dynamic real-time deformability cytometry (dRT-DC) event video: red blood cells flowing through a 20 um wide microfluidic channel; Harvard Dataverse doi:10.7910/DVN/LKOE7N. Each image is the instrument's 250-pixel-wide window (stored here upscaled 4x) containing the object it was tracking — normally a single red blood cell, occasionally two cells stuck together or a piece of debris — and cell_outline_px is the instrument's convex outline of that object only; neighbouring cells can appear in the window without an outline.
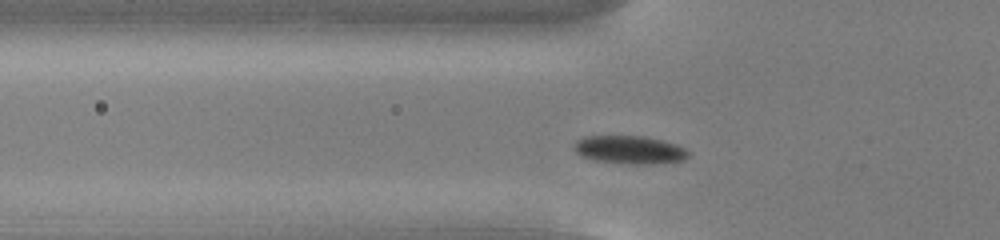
{"species": "common noctule bat (a hibernating species)", "species_latin": "Nyctalus noctula", "temperature_condition": "cold", "stored_images_in_passage": 43, "camera_frame_rate_fps": 3000, "um_per_image_px": 0.085, "animal": {"sex": "male", "body_mass_g": 13.0, "forearm_length_mm": 53.1}, "frame": {"image": 1, "passage_image": 7, "time_ms": 2.0, "image_size_px": [1000, 240], "cell_outline_px": [[688, 156], [684, 160], [656, 164], [628, 164], [592, 160], [580, 156], [572, 148], [572, 144], [576, 140], [584, 136], [644, 136], [664, 140], [676, 144], [684, 148], [688, 152]], "centroid_in_image_um": [53.47, 12.73], "position_along_channel_um": 72.3, "area_um2": 19.07}}
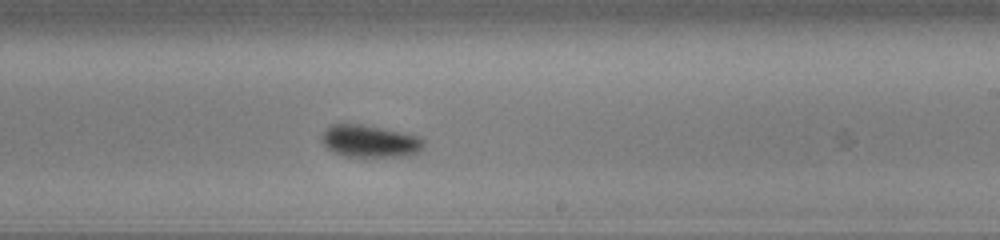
{"frame": {"image": 2, "passage_image": 22, "time_ms": 7.0, "image_size_px": [1000, 240], "cell_outline_px": [[424, 148], [420, 152], [412, 156], [344, 156], [332, 152], [324, 148], [320, 140], [324, 132], [332, 124], [360, 124], [420, 136], [424, 140]], "centroid_in_image_um": [31.44, 12.02], "position_along_channel_um": 257.6, "area_um2": 19.31}}
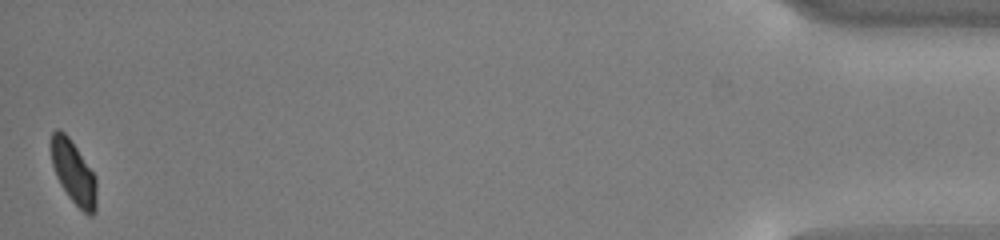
{"frame": {"image": 3, "passage_image": 43, "time_ms": 14.0, "image_size_px": [1000, 240], "cell_outline_px": [[96, 212], [92, 216], [88, 216], [68, 196], [60, 184], [56, 176], [52, 164], [52, 132], [56, 128], [60, 128], [68, 136], [96, 176]], "centroid_in_image_um": [6.27, 14.68], "position_along_channel_um": 428.9, "area_um2": 16.65}, "authors_computed_cell_mechanics": {"area_um2": 18.7272, "velocity_mm_per_s": 3.7172, "shape_relaxation_time_tau1_ms": 2.2434, "shape_relaxation_time_tau2_ms": null, "deformation_change_tau1": 0.0631, "deformation_change_tau2": null}}